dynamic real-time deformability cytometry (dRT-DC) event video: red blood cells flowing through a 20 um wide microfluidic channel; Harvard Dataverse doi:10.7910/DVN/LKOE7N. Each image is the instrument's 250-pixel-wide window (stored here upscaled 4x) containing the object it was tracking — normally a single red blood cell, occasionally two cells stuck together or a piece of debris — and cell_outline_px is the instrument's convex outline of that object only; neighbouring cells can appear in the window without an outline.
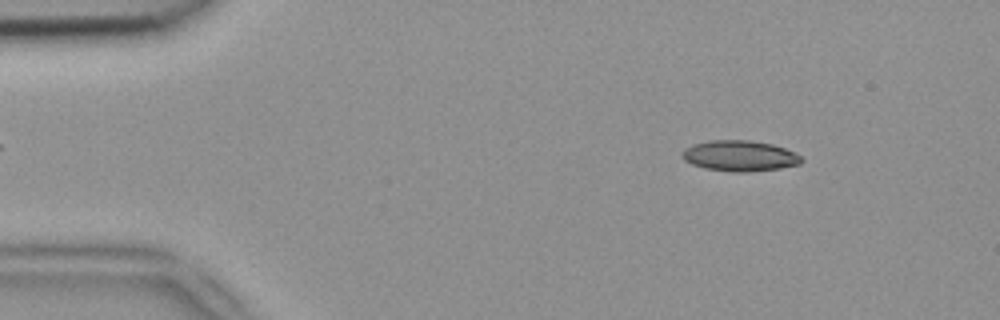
{"species": "common noctule bat (a hibernating species)", "species_latin": "Nyctalus noctula", "temperature_condition": "room temperature", "stored_images_in_passage": 51, "camera_frame_rate_fps": 3000, "um_per_image_px": 0.085, "animal": {"sex": "female", "body_mass_g": 18.4}, "frame": {"image": 1, "passage_image": 6, "time_ms": 1.667, "image_size_px": [1000, 320], "cell_outline_px": [[804, 160], [800, 164], [780, 168], [748, 172], [732, 172], [704, 168], [692, 164], [684, 160], [680, 156], [680, 152], [684, 148], [692, 144], [708, 140], [748, 140], [772, 144], [784, 148], [800, 156]], "centroid_in_image_um": [62.82, 13.25], "position_along_channel_um": 22.2, "area_um2": 21.5}}
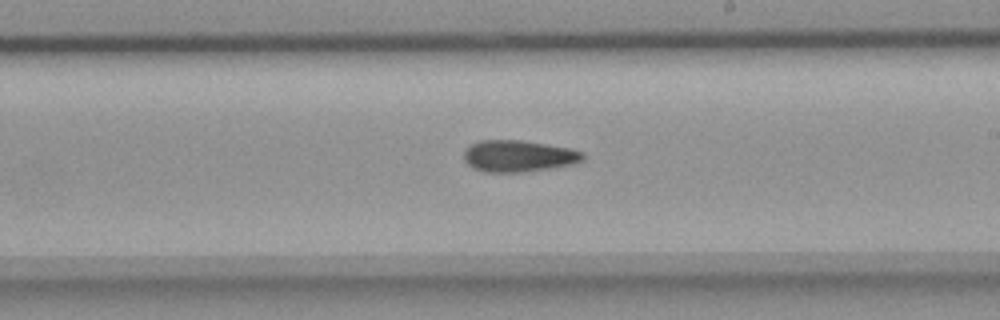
{"frame": {"image": 2, "passage_image": 29, "time_ms": 9.333, "image_size_px": [1000, 320], "cell_outline_px": [[584, 160], [572, 164], [548, 168], [520, 172], [484, 172], [472, 168], [464, 160], [464, 148], [480, 140], [520, 140], [568, 148], [584, 152]], "centroid_in_image_um": [44.03, 13.26], "position_along_channel_um": 245.0, "area_um2": 21.79}}
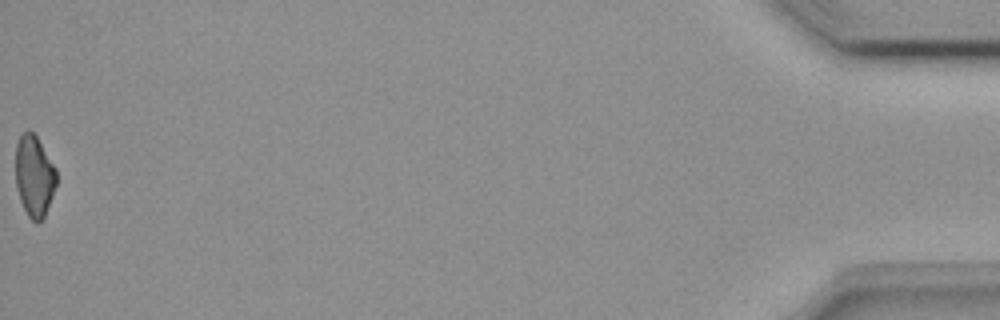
{"frame": {"image": 3, "passage_image": 51, "time_ms": 16.667, "image_size_px": [1000, 320], "cell_outline_px": [[56, 184], [52, 196], [44, 216], [36, 224], [28, 216], [20, 200], [16, 188], [16, 144], [20, 136], [24, 132], [32, 132], [36, 136], [56, 168]], "centroid_in_image_um": [2.9, 14.98], "position_along_channel_um": 432.3, "area_um2": 19.07}}